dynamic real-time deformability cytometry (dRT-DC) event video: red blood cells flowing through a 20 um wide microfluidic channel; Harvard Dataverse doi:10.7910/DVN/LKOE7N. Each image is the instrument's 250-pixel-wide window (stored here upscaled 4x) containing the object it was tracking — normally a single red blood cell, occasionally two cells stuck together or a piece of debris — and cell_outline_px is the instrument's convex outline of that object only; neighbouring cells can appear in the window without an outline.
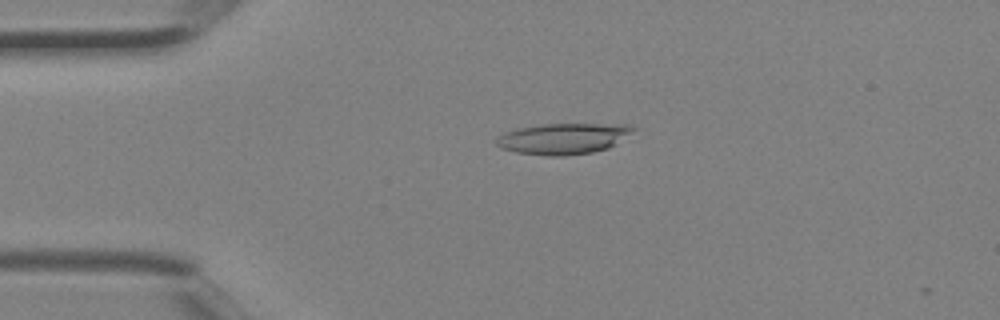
{"species": "Egyptian fruit bat (a non-hibernating species)", "species_latin": "Rousettus aegyptiacus", "temperature_condition": "room temperature", "stored_images_in_passage": 2, "camera_frame_rate_fps": 3000, "um_per_image_px": 0.085, "animal": {"sex": "female"}, "frame": {"image": 1, "passage_image": 1, "time_ms": 0.0, "image_size_px": [1000, 320], "cell_outline_px": [[636, 128], [632, 132], [608, 148], [592, 152], [564, 156], [548, 156], [516, 152], [500, 148], [496, 144], [496, 136], [516, 128], [540, 124], [628, 124]], "centroid_in_image_um": [47.83, 11.78], "position_along_channel_um": 37.2, "area_um2": 24.68}}